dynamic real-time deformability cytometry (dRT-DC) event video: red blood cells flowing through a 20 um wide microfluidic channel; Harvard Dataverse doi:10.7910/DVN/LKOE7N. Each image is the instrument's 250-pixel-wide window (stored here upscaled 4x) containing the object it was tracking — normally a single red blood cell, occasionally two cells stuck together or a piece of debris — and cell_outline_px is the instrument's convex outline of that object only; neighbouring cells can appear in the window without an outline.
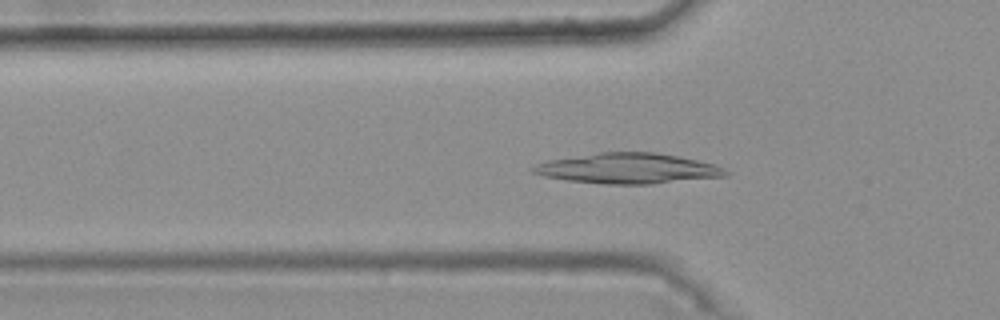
{"species": "common noctule bat (a hibernating species)", "species_latin": "Nyctalus noctula", "temperature_condition": "warm", "stored_images_in_passage": 46, "camera_frame_rate_fps": 3000, "um_per_image_px": 0.085, "animal": {"sex": "female", "body_mass_g": 25.1}, "frame": {"image": 1, "passage_image": 18, "time_ms": 5.667, "image_size_px": [1000, 320], "cell_outline_px": [[732, 172], [728, 176], [652, 184], [604, 184], [568, 180], [544, 176], [532, 172], [528, 168], [536, 164], [548, 160], [600, 152], [656, 152], [716, 164]], "centroid_in_image_um": [53.41, 14.32], "position_along_channel_um": 72.4, "area_um2": 34.22}}
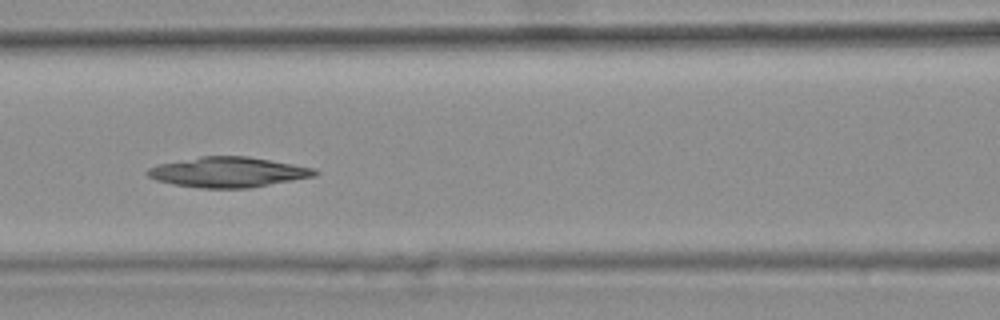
{"frame": {"image": 2, "passage_image": 24, "time_ms": 7.667, "image_size_px": [1000, 320], "cell_outline_px": [[320, 172], [316, 176], [248, 188], [200, 188], [172, 184], [156, 180], [148, 176], [144, 172], [148, 168], [156, 164], [200, 156], [248, 156], [316, 168]], "centroid_in_image_um": [19.37, 14.63], "position_along_channel_um": 147.2, "area_um2": 29.65}}
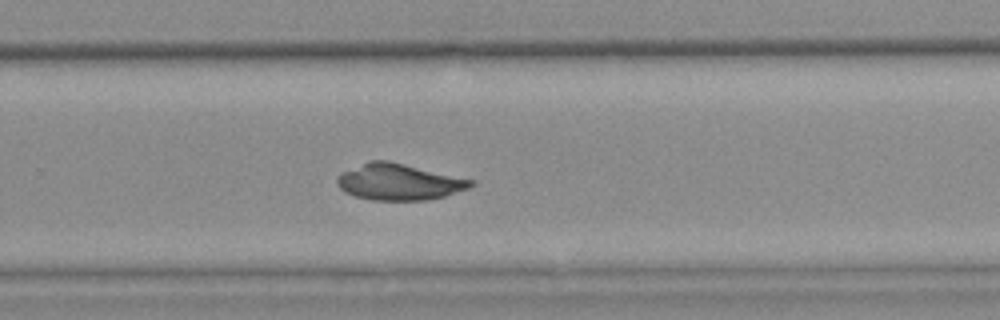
{"frame": {"image": 3, "passage_image": 36, "time_ms": 11.667, "image_size_px": [1000, 320], "cell_outline_px": [[476, 184], [468, 188], [444, 196], [428, 200], [372, 200], [356, 196], [344, 192], [336, 184], [336, 176], [340, 172], [368, 160], [388, 160], [476, 180]], "centroid_in_image_um": [33.89, 15.45], "position_along_channel_um": 295.9, "area_um2": 28.61}}